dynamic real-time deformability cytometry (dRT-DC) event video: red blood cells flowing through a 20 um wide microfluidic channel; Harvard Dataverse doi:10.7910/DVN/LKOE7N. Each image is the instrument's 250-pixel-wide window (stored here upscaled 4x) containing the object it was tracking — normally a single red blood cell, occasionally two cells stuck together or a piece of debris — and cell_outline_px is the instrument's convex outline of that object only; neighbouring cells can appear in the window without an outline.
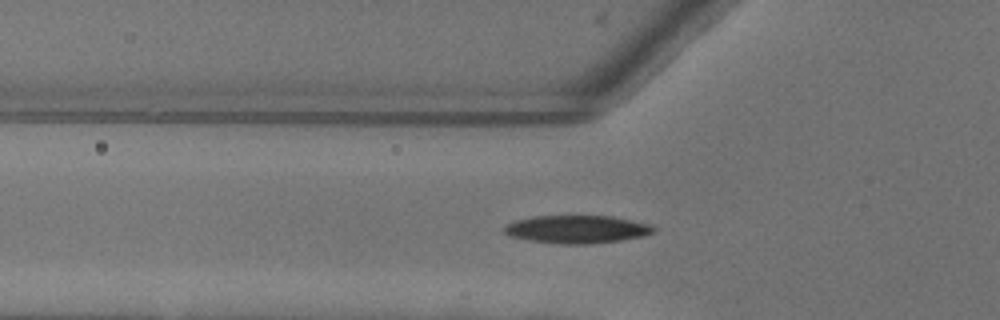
{"species": "common noctule bat (a hibernating species)", "species_latin": "Nyctalus noctula", "temperature_condition": "warm", "stored_images_in_passage": 40, "camera_frame_rate_fps": 3000, "um_per_image_px": 0.085, "animal": {"sex": "female"}, "frame": {"image": 1, "passage_image": 8, "time_ms": 2.333, "image_size_px": [1000, 320], "cell_outline_px": [[656, 228], [652, 232], [644, 236], [620, 240], [592, 244], [556, 244], [532, 240], [512, 236], [504, 232], [504, 228], [508, 224], [516, 220], [532, 216], [612, 216], [648, 224]], "centroid_in_image_um": [49.05, 19.49], "position_along_channel_um": 76.8, "area_um2": 24.04}}
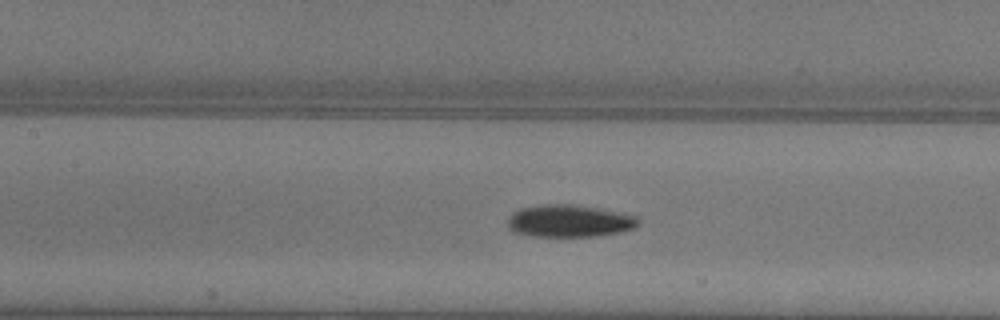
{"frame": {"image": 2, "passage_image": 14, "time_ms": 4.333, "image_size_px": [1000, 320], "cell_outline_px": [[640, 224], [636, 228], [620, 232], [596, 236], [532, 236], [512, 232], [508, 228], [508, 220], [512, 212], [520, 208], [544, 204], [568, 204], [596, 208], [636, 216], [640, 220]], "centroid_in_image_um": [48.37, 18.79], "position_along_channel_um": 159.0, "area_um2": 24.57}}
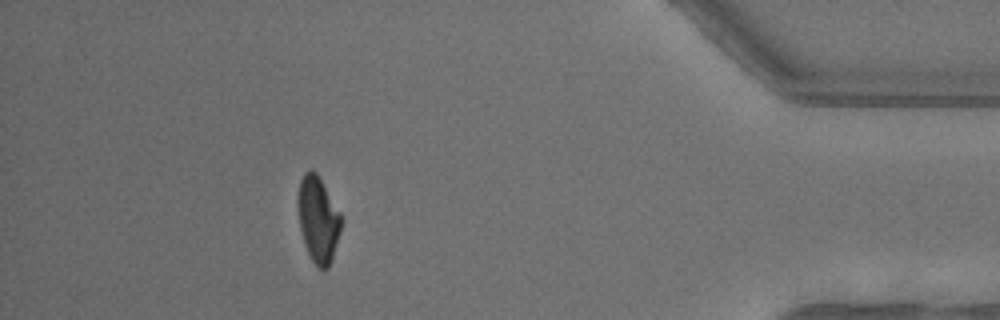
{"frame": {"image": 3, "passage_image": 36, "time_ms": 11.667, "image_size_px": [1000, 320], "cell_outline_px": [[344, 220], [332, 260], [328, 268], [320, 268], [312, 260], [304, 244], [300, 228], [296, 204], [296, 200], [300, 180], [304, 172], [312, 168], [316, 172], [340, 212]], "centroid_in_image_um": [27.03, 18.62], "position_along_channel_um": 408.2, "area_um2": 21.96}}